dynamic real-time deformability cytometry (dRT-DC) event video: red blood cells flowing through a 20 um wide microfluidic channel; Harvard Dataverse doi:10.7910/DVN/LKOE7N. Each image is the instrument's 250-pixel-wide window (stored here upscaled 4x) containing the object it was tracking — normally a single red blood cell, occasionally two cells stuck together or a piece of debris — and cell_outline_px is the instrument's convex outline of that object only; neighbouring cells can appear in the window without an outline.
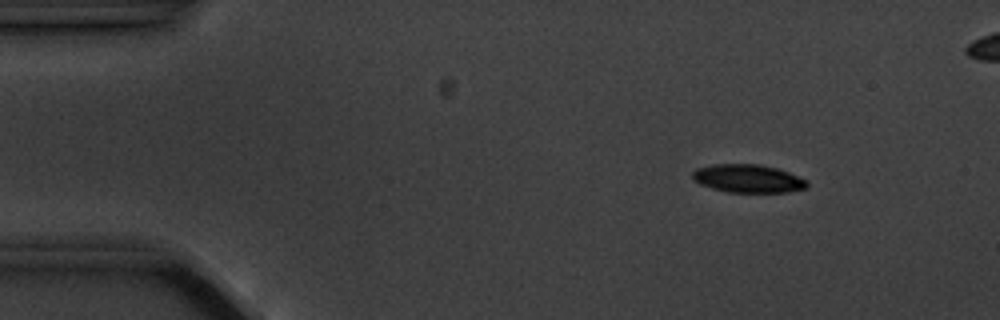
{"species": "common noctule bat (a hibernating species)", "species_latin": "Nyctalus noctula", "temperature_condition": "cold", "stored_images_in_passage": 7, "camera_frame_rate_fps": 3000, "um_per_image_px": 0.085, "animal": {"sex": "male", "body_mass_g": 20.1, "forearm_length_mm": 53.5}, "frame": {"image": 1, "passage_image": 1, "time_ms": 0.0, "image_size_px": [1000, 320], "cell_outline_px": [[808, 188], [788, 192], [728, 192], [712, 188], [700, 184], [692, 176], [692, 172], [696, 168], [712, 164], [756, 164], [776, 168], [788, 172], [808, 180]], "centroid_in_image_um": [63.6, 15.18], "position_along_channel_um": 21.4, "area_um2": 18.79}}